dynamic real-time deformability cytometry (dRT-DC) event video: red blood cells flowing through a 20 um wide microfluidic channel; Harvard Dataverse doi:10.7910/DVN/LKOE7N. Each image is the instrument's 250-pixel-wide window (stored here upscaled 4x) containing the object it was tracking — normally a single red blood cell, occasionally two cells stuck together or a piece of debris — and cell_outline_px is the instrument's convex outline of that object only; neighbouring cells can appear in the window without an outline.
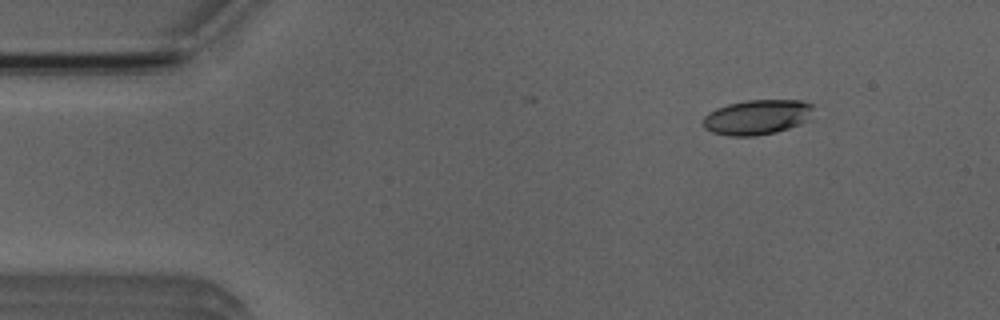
{"species": "Egyptian fruit bat (a non-hibernating species)", "species_latin": "Rousettus aegyptiacus", "temperature_condition": "room temperature", "stored_images_in_passage": 6, "camera_frame_rate_fps": 3000, "um_per_image_px": 0.085, "animal": {"sex": "male"}, "frame": {"image": 1, "passage_image": 2, "time_ms": 1.333, "image_size_px": [1000, 320], "cell_outline_px": [[812, 108], [808, 120], [800, 124], [776, 132], [756, 136], [732, 136], [712, 132], [704, 128], [704, 116], [708, 112], [716, 108], [728, 104], [748, 100], [800, 100], [812, 104]], "centroid_in_image_um": [64.34, 9.96], "position_along_channel_um": 20.7, "area_um2": 22.37}}
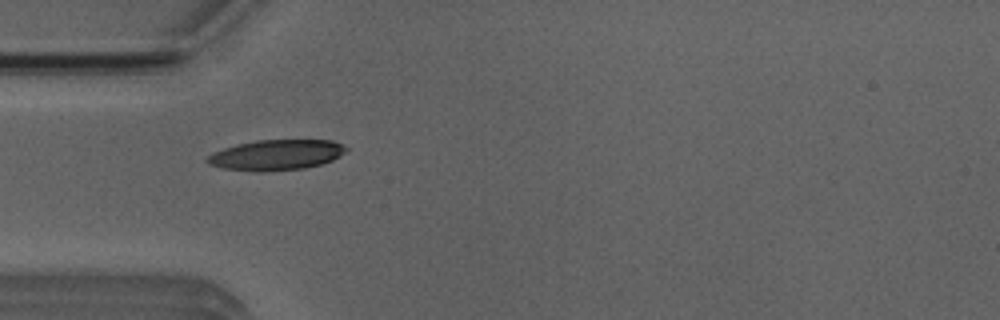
{"frame": {"image": 2, "passage_image": 4, "time_ms": 4.333, "image_size_px": [1000, 320], "cell_outline_px": [[348, 148], [340, 156], [332, 160], [320, 164], [304, 168], [264, 172], [260, 172], [224, 168], [208, 164], [204, 160], [212, 152], [236, 144], [256, 140], [332, 140]], "centroid_in_image_um": [23.44, 13.17], "position_along_channel_um": 61.6, "area_um2": 24.62}}